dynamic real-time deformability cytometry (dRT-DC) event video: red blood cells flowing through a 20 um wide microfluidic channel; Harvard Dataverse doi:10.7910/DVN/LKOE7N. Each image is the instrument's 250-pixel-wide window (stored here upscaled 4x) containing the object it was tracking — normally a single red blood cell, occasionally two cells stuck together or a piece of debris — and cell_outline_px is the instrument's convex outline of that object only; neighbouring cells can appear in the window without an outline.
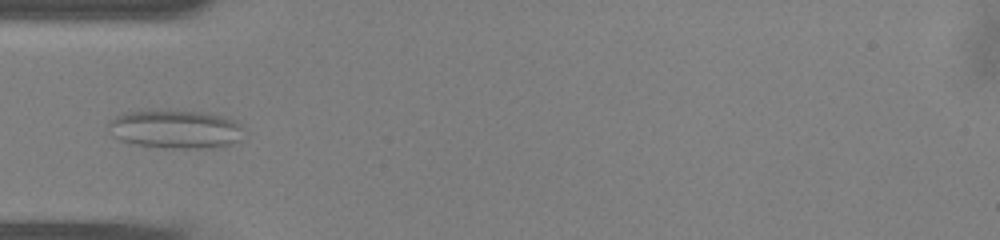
{"species": "common noctule bat (a hibernating species)", "species_latin": "Nyctalus noctula", "temperature_condition": "warm", "stored_images_in_passage": 46, "camera_frame_rate_fps": 3000, "um_per_image_px": 0.085, "animal": {"sex": "male", "body_mass_g": 13.0, "forearm_length_mm": 53.1}, "frame": {"image": 1, "passage_image": 12, "time_ms": 3.667, "image_size_px": [1000, 240], "cell_outline_px": [[244, 128], [240, 140], [232, 144], [216, 148], [156, 148], [136, 144], [120, 140], [112, 136], [108, 124], [116, 116], [124, 112], [148, 108], [160, 108], [204, 112], [224, 116], [236, 120]], "centroid_in_image_um": [14.92, 10.95], "position_along_channel_um": 70.1, "area_um2": 31.56}}
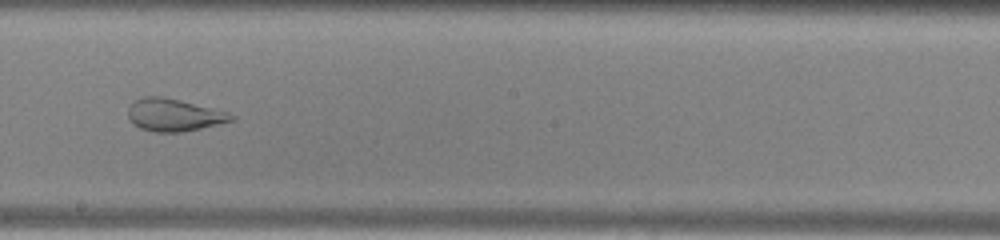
{"frame": {"image": 2, "passage_image": 24, "time_ms": 7.667, "image_size_px": [1000, 240], "cell_outline_px": [[236, 120], [200, 128], [180, 132], [156, 132], [140, 128], [128, 116], [128, 108], [136, 100], [144, 96], [164, 96], [228, 112], [236, 116]], "centroid_in_image_um": [14.82, 9.76], "position_along_channel_um": 233.4, "area_um2": 19.31}}
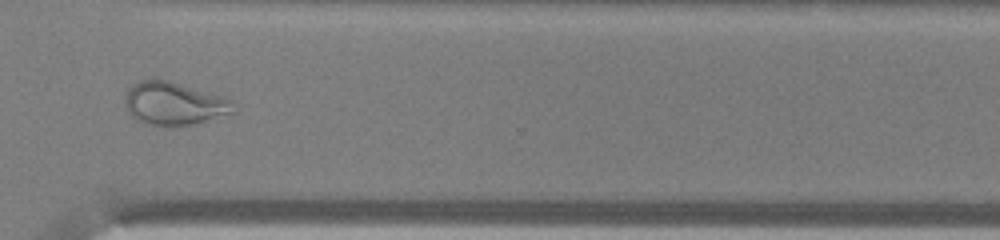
{"frame": {"image": 3, "passage_image": 33, "time_ms": 10.667, "image_size_px": [1000, 240], "cell_outline_px": [[236, 112], [192, 124], [152, 124], [136, 120], [128, 112], [124, 104], [124, 96], [128, 88], [132, 84], [140, 80], [152, 76], [168, 80], [220, 96], [232, 100]], "centroid_in_image_um": [14.73, 8.75], "position_along_channel_um": 355.9, "area_um2": 26.99}, "authors_computed_cell_mechanics": {"area_um2": 28.7844, "velocity_mm_per_s": 4.0736, "shape_relaxation_time_tau1_ms": null, "shape_relaxation_time_tau2_ms": 0.9574, "deformation_change_tau1": null, "deformation_change_tau2": 0.0754}}